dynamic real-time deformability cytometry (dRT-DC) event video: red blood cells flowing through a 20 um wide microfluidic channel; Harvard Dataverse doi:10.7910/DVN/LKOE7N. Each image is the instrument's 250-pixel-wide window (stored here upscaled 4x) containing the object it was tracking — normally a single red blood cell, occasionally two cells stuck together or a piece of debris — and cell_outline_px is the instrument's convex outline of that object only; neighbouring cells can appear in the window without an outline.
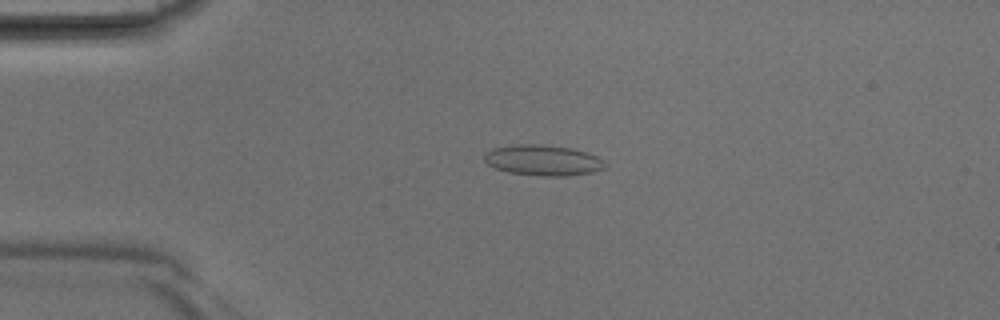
{"species": "Egyptian fruit bat (a non-hibernating species)", "species_latin": "Rousettus aegyptiacus", "temperature_condition": "room temperature", "stored_images_in_passage": 39, "camera_frame_rate_fps": 3000, "um_per_image_px": 0.085, "animal": {"sex": "male"}, "frame": {"image": 1, "passage_image": 8, "time_ms": 2.333, "image_size_px": [1000, 320], "cell_outline_px": [[608, 164], [604, 168], [592, 172], [568, 176], [536, 176], [508, 172], [496, 168], [488, 164], [484, 160], [484, 152], [492, 148], [516, 144], [536, 144], [572, 148], [596, 156], [604, 160]], "centroid_in_image_um": [46.14, 13.63], "position_along_channel_um": 38.9, "area_um2": 21.68}}
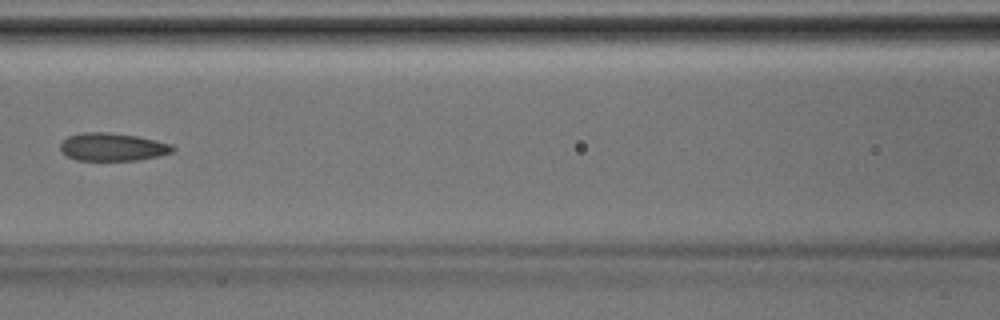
{"frame": {"image": 2, "passage_image": 17, "time_ms": 5.333, "image_size_px": [1000, 320], "cell_outline_px": [[176, 148], [172, 152], [160, 156], [140, 160], [76, 160], [68, 156], [60, 148], [60, 144], [68, 136], [80, 132], [108, 132], [136, 136], [172, 144]], "centroid_in_image_um": [9.59, 12.49], "position_along_channel_um": 157.0, "area_um2": 18.26}}
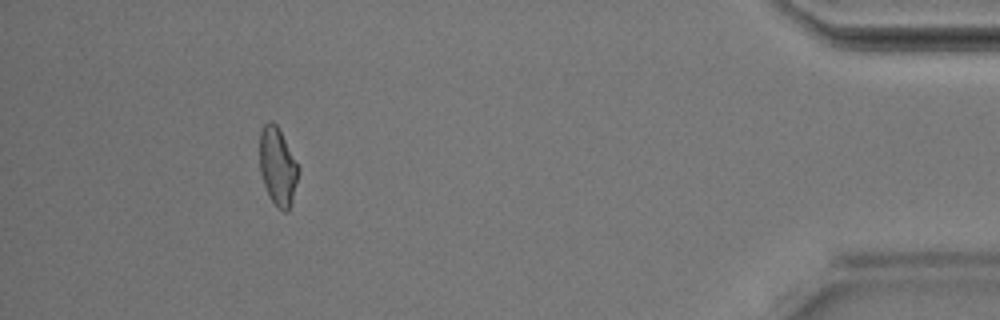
{"frame": {"image": 3, "passage_image": 36, "time_ms": 11.667, "image_size_px": [1000, 320], "cell_outline_px": [[300, 168], [292, 200], [288, 212], [284, 212], [276, 208], [264, 184], [260, 172], [260, 132], [264, 124], [272, 120], [276, 124]], "centroid_in_image_um": [23.6, 14.17], "position_along_channel_um": 411.6, "area_um2": 17.4}}